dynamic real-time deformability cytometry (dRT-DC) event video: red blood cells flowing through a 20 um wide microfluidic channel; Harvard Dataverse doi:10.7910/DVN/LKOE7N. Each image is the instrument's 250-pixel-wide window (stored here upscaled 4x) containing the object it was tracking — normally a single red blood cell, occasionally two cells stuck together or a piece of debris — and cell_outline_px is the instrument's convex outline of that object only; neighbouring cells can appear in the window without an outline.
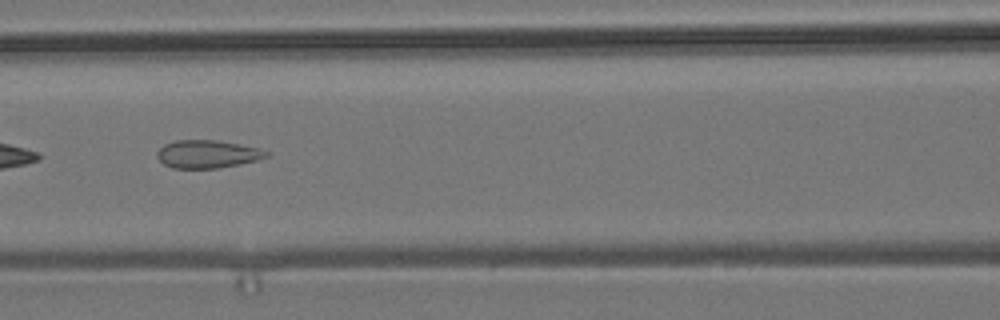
{"species": "common noctule bat (a hibernating species)", "species_latin": "Nyctalus noctula", "temperature_condition": "room temperature", "stored_images_in_passage": 5, "camera_frame_rate_fps": 3000, "um_per_image_px": 0.085, "animal": {"sex": "male", "body_mass_g": 19.2, "forearm_length_mm": 51.8}, "frame": {"image": 1, "passage_image": 5, "time_ms": 1.333, "image_size_px": [1000, 320], "cell_outline_px": [[268, 156], [256, 160], [240, 164], [216, 168], [172, 168], [164, 164], [156, 156], [156, 152], [164, 144], [176, 140], [216, 140], [256, 148], [268, 152]], "centroid_in_image_um": [17.56, 13.1], "position_along_channel_um": 149.0, "area_um2": 17.51}}